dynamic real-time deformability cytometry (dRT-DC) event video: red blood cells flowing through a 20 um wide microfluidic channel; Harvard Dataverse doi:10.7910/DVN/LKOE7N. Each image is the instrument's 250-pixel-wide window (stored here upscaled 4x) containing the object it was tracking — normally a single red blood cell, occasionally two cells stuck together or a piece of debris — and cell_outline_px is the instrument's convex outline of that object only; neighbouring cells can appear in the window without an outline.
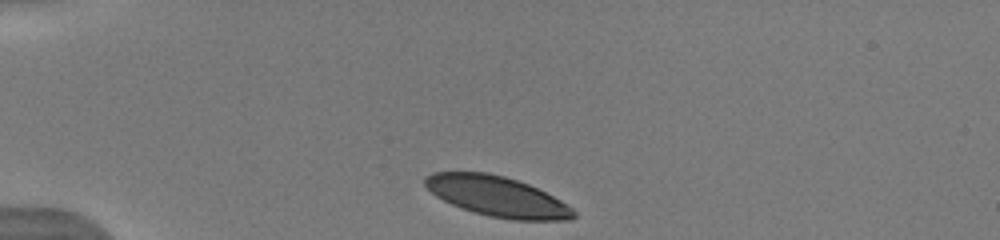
{"species": "human", "species_latin": "Homo sapiens", "temperature_condition": "warm", "stored_images_in_passage": 7, "camera_frame_rate_fps": 3000, "um_per_image_px": 0.085, "donor": {"sex": "male"}, "frame": {"image": 1, "passage_image": 1, "time_ms": 0.0, "image_size_px": [1000, 240], "cell_outline_px": [[576, 216], [568, 220], [512, 220], [488, 216], [460, 208], [436, 196], [424, 184], [424, 176], [432, 172], [488, 172], [504, 176], [528, 184], [560, 200], [572, 208], [576, 212]], "centroid_in_image_um": [42.24, 16.69], "position_along_channel_um": 42.8, "area_um2": 34.68}}